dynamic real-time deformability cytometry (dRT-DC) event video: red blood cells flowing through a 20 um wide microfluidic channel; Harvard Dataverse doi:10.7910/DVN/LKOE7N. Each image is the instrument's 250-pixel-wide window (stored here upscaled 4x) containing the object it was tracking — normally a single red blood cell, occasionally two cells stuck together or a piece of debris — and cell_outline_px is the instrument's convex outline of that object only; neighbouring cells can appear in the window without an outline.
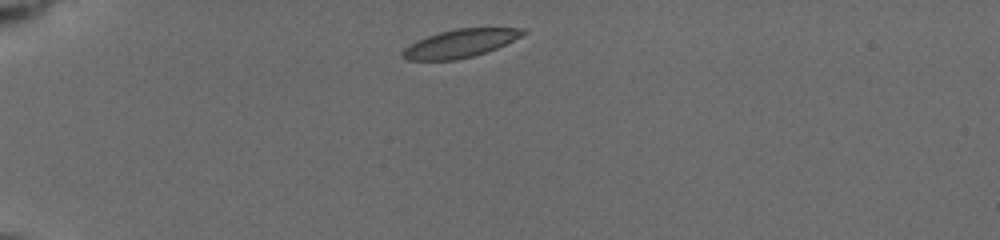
{"species": "common noctule bat (a hibernating species)", "species_latin": "Nyctalus noctula", "temperature_condition": "cold", "stored_images_in_passage": 5, "camera_frame_rate_fps": 3000, "um_per_image_px": 0.085, "animal": {"sex": "female", "body_mass_g": 19.5, "forearm_length_mm": 54.1}, "frame": {"image": 1, "passage_image": 1, "time_ms": 0.0, "image_size_px": [1000, 240], "cell_outline_px": [[528, 32], [496, 48], [472, 56], [456, 60], [408, 60], [400, 52], [404, 48], [416, 40], [440, 32], [456, 28], [524, 28]], "centroid_in_image_um": [39.09, 3.68], "position_along_channel_um": 45.9, "area_um2": 19.42}}
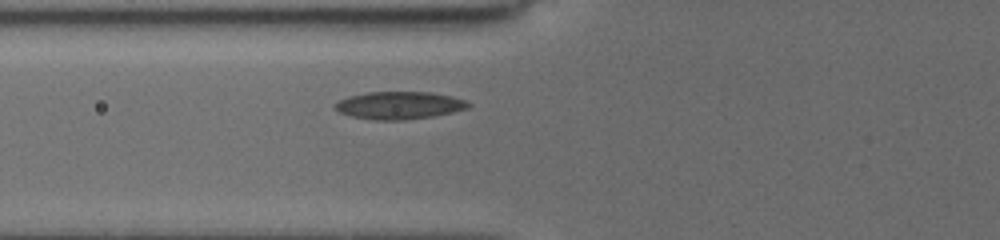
{"frame": {"image": 2, "passage_image": 4, "time_ms": 2.333, "image_size_px": [1000, 240], "cell_outline_px": [[472, 104], [468, 108], [452, 112], [432, 116], [404, 120], [376, 120], [352, 116], [340, 112], [336, 108], [336, 104], [340, 100], [348, 96], [368, 92], [428, 92], [452, 96], [464, 100]], "centroid_in_image_um": [33.96, 8.95], "position_along_channel_um": 91.8, "area_um2": 21.15}}